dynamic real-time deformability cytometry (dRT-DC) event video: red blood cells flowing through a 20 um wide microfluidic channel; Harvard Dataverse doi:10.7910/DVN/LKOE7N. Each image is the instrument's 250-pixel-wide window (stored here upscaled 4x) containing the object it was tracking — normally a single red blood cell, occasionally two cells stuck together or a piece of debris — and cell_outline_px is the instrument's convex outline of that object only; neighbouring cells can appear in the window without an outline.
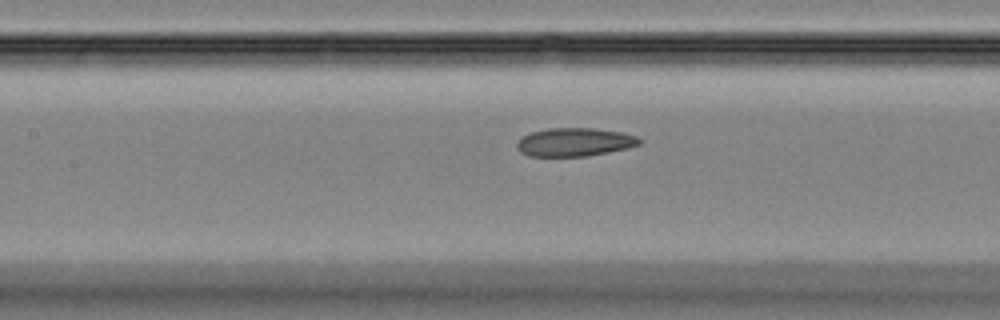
{"species": "Egyptian fruit bat (a non-hibernating species)", "species_latin": "Rousettus aegyptiacus", "temperature_condition": "room temperature", "stored_images_in_passage": 38, "camera_frame_rate_fps": 3000, "um_per_image_px": 0.085, "animal": {"sex": "female"}, "frame": {"image": 1, "passage_image": 12, "time_ms": 3.667, "image_size_px": [1000, 320], "cell_outline_px": [[644, 140], [640, 144], [628, 148], [588, 156], [528, 156], [520, 152], [516, 148], [516, 140], [532, 132], [548, 128], [592, 128], [620, 132], [636, 136]], "centroid_in_image_um": [48.83, 12.08], "position_along_channel_um": 158.6, "area_um2": 20.35}}
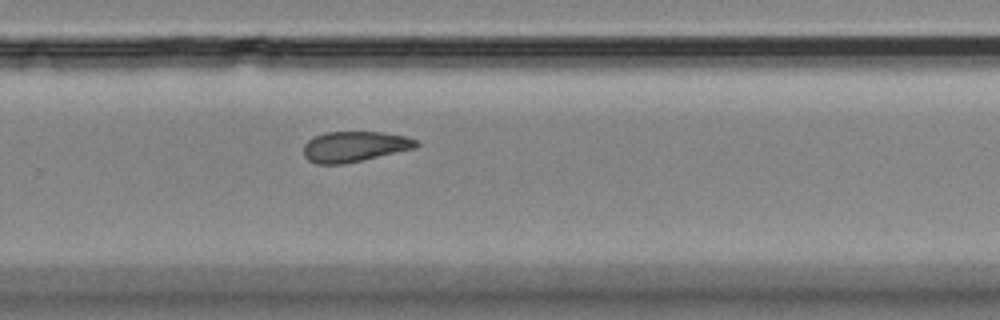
{"frame": {"image": 2, "passage_image": 22, "time_ms": 7.0, "image_size_px": [1000, 320], "cell_outline_px": [[420, 144], [416, 148], [344, 164], [316, 164], [308, 160], [304, 156], [304, 144], [308, 140], [324, 132], [384, 132], [404, 136], [416, 140]], "centroid_in_image_um": [30.13, 12.46], "position_along_channel_um": 299.7, "area_um2": 20.0}}
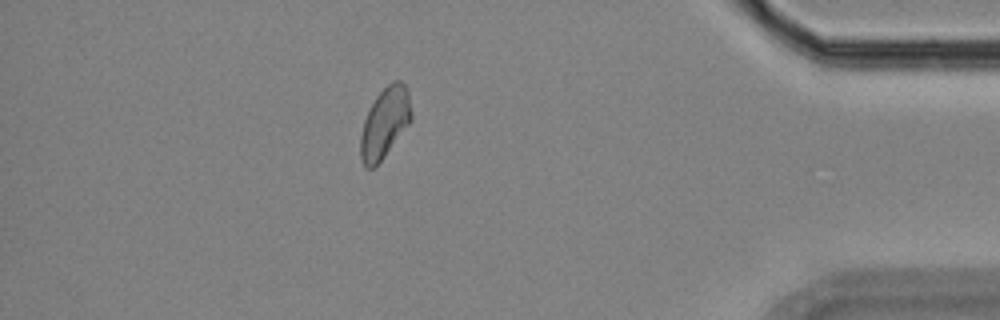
{"frame": {"image": 3, "passage_image": 32, "time_ms": 10.333, "image_size_px": [1000, 320], "cell_outline_px": [[412, 120], [384, 156], [372, 168], [364, 168], [360, 156], [360, 136], [364, 120], [376, 96], [392, 80], [400, 80], [408, 88], [412, 112]], "centroid_in_image_um": [32.72, 10.42], "position_along_channel_um": 402.5, "area_um2": 20.75}}